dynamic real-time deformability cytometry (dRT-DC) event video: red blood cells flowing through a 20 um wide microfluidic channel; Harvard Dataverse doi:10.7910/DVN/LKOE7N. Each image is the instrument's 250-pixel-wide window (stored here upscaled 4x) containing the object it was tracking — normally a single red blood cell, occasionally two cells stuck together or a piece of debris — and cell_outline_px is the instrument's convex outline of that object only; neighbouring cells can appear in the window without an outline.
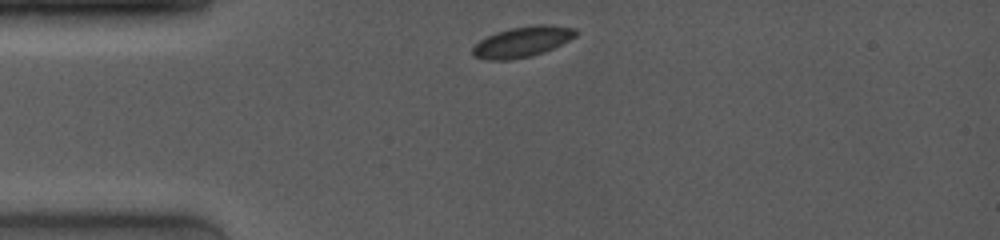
{"species": "common noctule bat (a hibernating species)", "species_latin": "Nyctalus noctula", "temperature_condition": "room temperature", "stored_images_in_passage": 10, "camera_frame_rate_fps": 4000, "um_per_image_px": 0.085, "animal": {"sex": "female", "body_mass_g": 19.0, "forearm_length_mm": 53.3}, "frame": {"image": 1, "passage_image": 1, "time_ms": 0.0, "image_size_px": [1000, 240], "cell_outline_px": [[576, 36], [544, 52], [532, 56], [512, 60], [484, 60], [472, 56], [472, 48], [480, 40], [496, 32], [512, 28], [532, 24], [552, 24], [576, 28]], "centroid_in_image_um": [44.38, 3.55], "position_along_channel_um": 40.6, "area_um2": 18.5}}
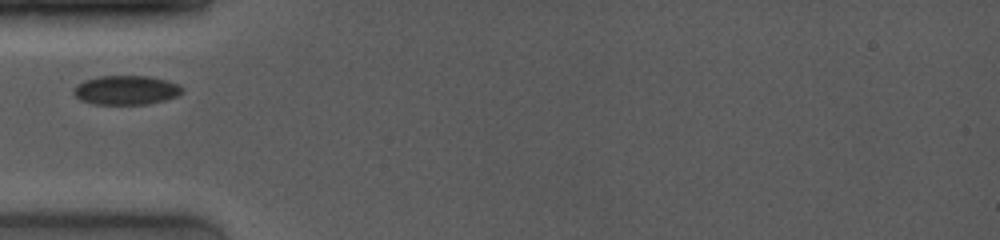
{"frame": {"image": 2, "passage_image": 4, "time_ms": 1.5, "image_size_px": [1000, 240], "cell_outline_px": [[184, 92], [176, 96], [164, 100], [148, 104], [92, 104], [80, 100], [72, 92], [72, 88], [76, 84], [84, 80], [100, 76], [148, 76], [180, 84], [184, 88]], "centroid_in_image_um": [10.7, 7.66], "position_along_channel_um": 74.3, "area_um2": 18.61}}
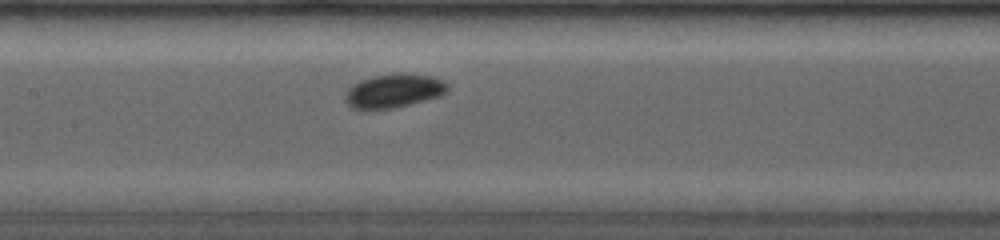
{"frame": {"image": 3, "passage_image": 10, "time_ms": 4.0, "image_size_px": [1000, 240], "cell_outline_px": [[448, 92], [440, 96], [396, 108], [348, 108], [344, 100], [344, 96], [348, 88], [352, 84], [360, 80], [372, 76], [396, 72], [404, 72], [432, 76], [448, 84]], "centroid_in_image_um": [33.45, 7.7], "position_along_channel_um": 173.9, "area_um2": 20.46}}